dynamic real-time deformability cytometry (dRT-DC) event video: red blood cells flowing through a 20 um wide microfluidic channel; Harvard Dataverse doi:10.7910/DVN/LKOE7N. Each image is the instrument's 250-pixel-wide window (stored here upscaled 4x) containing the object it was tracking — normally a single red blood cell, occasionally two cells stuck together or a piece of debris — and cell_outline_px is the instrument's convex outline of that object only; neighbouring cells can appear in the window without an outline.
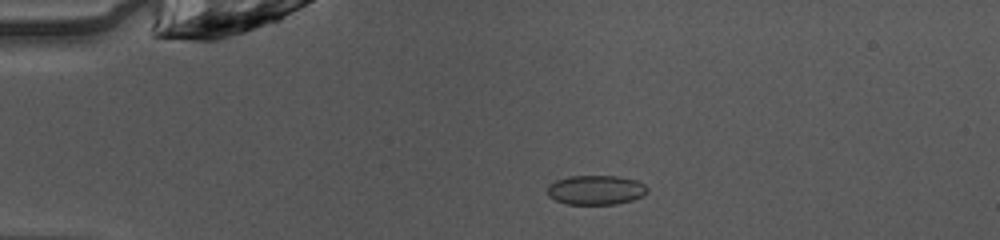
{"species": "common noctule bat (a hibernating species)", "species_latin": "Nyctalus noctula", "temperature_condition": "warm", "stored_images_in_passage": 49, "camera_frame_rate_fps": 3000, "um_per_image_px": 0.085, "animal": {"sex": "female", "body_mass_g": 10.0, "forearm_length_mm": 53.1}, "frame": {"image": 1, "passage_image": 11, "time_ms": 3.333, "image_size_px": [1000, 240], "cell_outline_px": [[648, 192], [644, 196], [632, 200], [616, 204], [568, 204], [556, 200], [548, 196], [548, 184], [556, 180], [568, 176], [616, 176], [636, 180], [644, 184], [648, 188]], "centroid_in_image_um": [50.66, 16.14], "position_along_channel_um": 34.3, "area_um2": 17.22}}
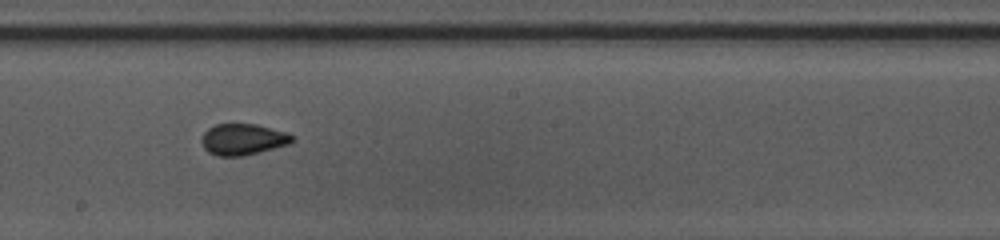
{"frame": {"image": 2, "passage_image": 28, "time_ms": 9.0, "image_size_px": [1000, 240], "cell_outline_px": [[296, 140], [288, 144], [244, 156], [216, 156], [208, 152], [204, 148], [200, 140], [204, 132], [208, 128], [216, 124], [256, 124], [288, 132]], "centroid_in_image_um": [20.64, 11.84], "position_along_channel_um": 227.6, "area_um2": 16.59}}
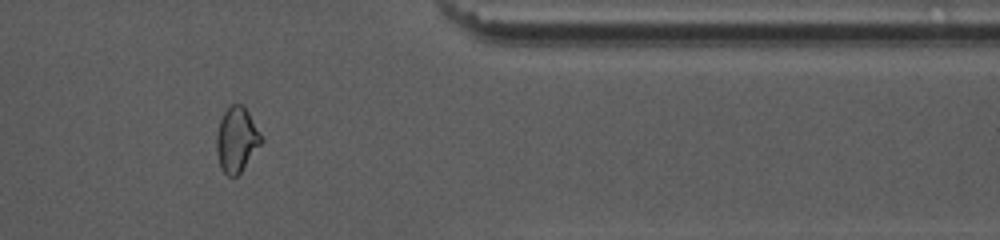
{"frame": {"image": 3, "passage_image": 41, "time_ms": 13.333, "image_size_px": [1000, 240], "cell_outline_px": [[264, 140], [240, 172], [236, 176], [228, 176], [224, 172], [220, 164], [216, 152], [216, 136], [220, 120], [224, 112], [232, 104], [244, 104], [260, 132]], "centroid_in_image_um": [20.12, 11.84], "position_along_channel_um": 391.3, "area_um2": 16.82}, "authors_computed_cell_mechanics": {"area_um2": 16.6464, "velocity_mm_per_s": 4.1163, "shape_relaxation_time_tau1_ms": null, "shape_relaxation_time_tau2_ms": 1.0216, "deformation_change_tau1": null, "deformation_change_tau2": 0.0635}}